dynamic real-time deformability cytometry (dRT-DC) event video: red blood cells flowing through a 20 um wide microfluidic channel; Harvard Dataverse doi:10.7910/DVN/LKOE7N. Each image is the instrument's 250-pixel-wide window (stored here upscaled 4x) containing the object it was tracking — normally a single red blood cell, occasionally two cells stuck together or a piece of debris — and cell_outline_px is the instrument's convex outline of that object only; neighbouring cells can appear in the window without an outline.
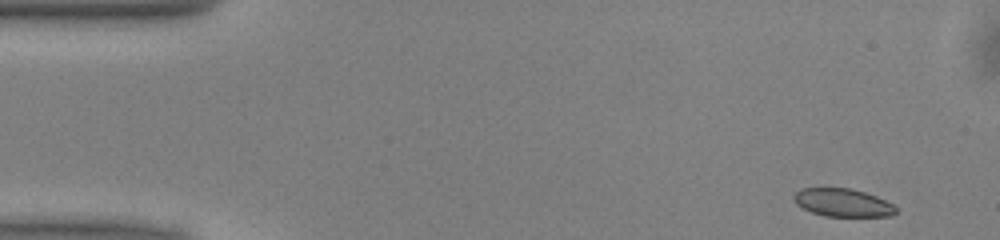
{"species": "common noctule bat (a hibernating species)", "species_latin": "Nyctalus noctula", "temperature_condition": "warm", "stored_images_in_passage": 49, "camera_frame_rate_fps": 3000, "um_per_image_px": 0.085, "animal": {"sex": "male", "body_mass_g": 13.0, "forearm_length_mm": 53.1}, "frame": {"image": 1, "passage_image": 1, "time_ms": 0.0, "image_size_px": [1000, 240], "cell_outline_px": [[896, 212], [892, 216], [824, 216], [812, 212], [796, 204], [792, 200], [792, 196], [800, 188], [852, 188], [876, 196], [892, 204], [896, 208]], "centroid_in_image_um": [71.6, 17.22], "position_along_channel_um": 13.4, "area_um2": 16.65}}
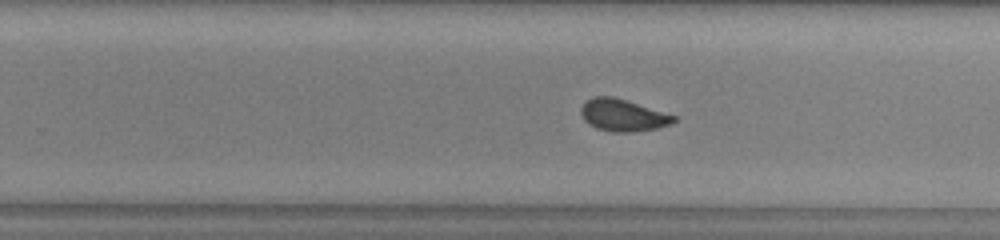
{"frame": {"image": 2, "passage_image": 29, "time_ms": 9.333, "image_size_px": [1000, 240], "cell_outline_px": [[676, 120], [672, 124], [656, 128], [632, 132], [612, 132], [596, 128], [588, 124], [584, 120], [580, 112], [580, 108], [584, 100], [592, 96], [612, 96], [676, 116]], "centroid_in_image_um": [52.88, 9.79], "position_along_channel_um": 276.9, "area_um2": 17.34}}
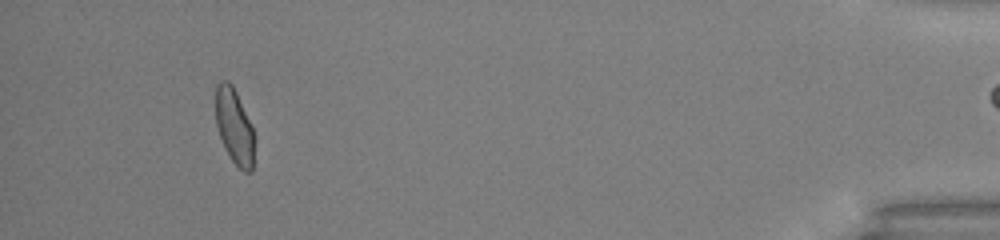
{"frame": {"image": 3, "passage_image": 45, "time_ms": 14.667, "image_size_px": [1000, 240], "cell_outline_px": [[256, 140], [252, 172], [244, 172], [232, 160], [224, 148], [216, 128], [216, 84], [220, 80], [228, 80], [232, 84], [252, 124], [256, 136]], "centroid_in_image_um": [19.95, 10.76], "position_along_channel_um": 415.3, "area_um2": 17.57}, "authors_computed_cell_mechanics": {"area_um2": 17.5712, "velocity_mm_per_s": 4.0014, "shape_relaxation_time_tau1_ms": 5.2576, "shape_relaxation_time_tau2_ms": 0.8568, "deformation_change_tau1": 0.1104, "deformation_change_tau2": 0.0378}}